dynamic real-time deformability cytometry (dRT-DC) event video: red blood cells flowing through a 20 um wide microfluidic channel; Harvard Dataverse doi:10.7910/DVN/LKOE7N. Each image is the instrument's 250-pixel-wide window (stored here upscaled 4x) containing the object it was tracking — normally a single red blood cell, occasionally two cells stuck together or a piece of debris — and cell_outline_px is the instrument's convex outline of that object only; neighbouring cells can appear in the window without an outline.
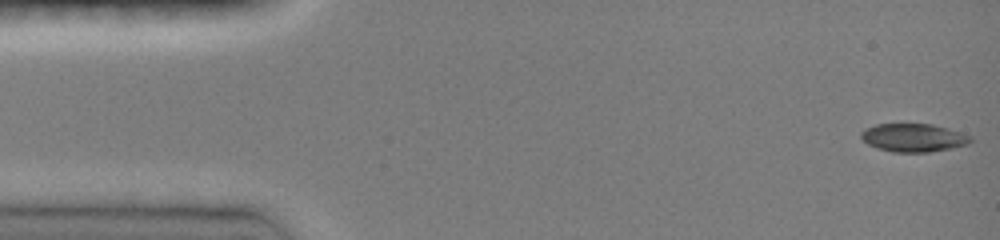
{"species": "common noctule bat (a hibernating species)", "species_latin": "Nyctalus noctula", "temperature_condition": "room temperature", "stored_images_in_passage": 46, "camera_frame_rate_fps": 3000, "um_per_image_px": 0.085, "animal": {"sex": "female", "body_mass_g": 19.0, "forearm_length_mm": 51.5}, "frame": {"image": 1, "passage_image": 1, "time_ms": 0.0, "image_size_px": [1000, 240], "cell_outline_px": [[972, 140], [968, 144], [952, 148], [928, 152], [892, 152], [876, 148], [868, 144], [860, 136], [860, 132], [864, 128], [876, 124], [932, 124], [948, 128], [972, 136]], "centroid_in_image_um": [77.63, 11.7], "position_along_channel_um": 7.4, "area_um2": 18.09}}
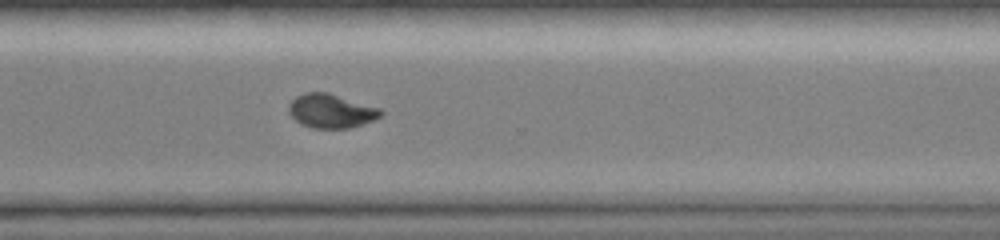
{"frame": {"image": 2, "passage_image": 34, "time_ms": 11.0, "image_size_px": [1000, 240], "cell_outline_px": [[384, 112], [380, 116], [372, 120], [352, 128], [312, 128], [300, 124], [288, 112], [288, 104], [296, 96], [304, 92], [328, 92], [380, 108]], "centroid_in_image_um": [28.12, 9.43], "position_along_channel_um": 342.5, "area_um2": 18.26}}
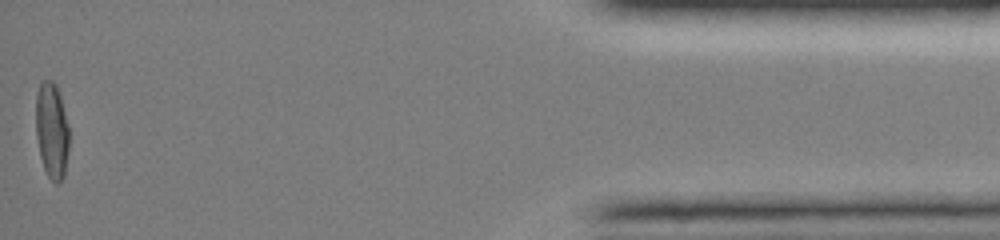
{"frame": {"image": 3, "passage_image": 46, "time_ms": 15.0, "image_size_px": [1000, 240], "cell_outline_px": [[68, 148], [64, 176], [56, 184], [48, 176], [44, 168], [40, 156], [36, 136], [36, 96], [40, 80], [52, 80], [56, 84], [60, 96], [68, 128]], "centroid_in_image_um": [4.38, 11.06], "position_along_channel_um": 430.8, "area_um2": 18.44}, "authors_computed_cell_mechanics": {"area_um2": 18.4382, "velocity_mm_per_s": 4.137, "shape_relaxation_time_tau1_ms": 7.5194, "shape_relaxation_time_tau2_ms": 1.8181, "deformation_change_tau1": 0.2124, "deformation_change_tau2": 0.0347}}